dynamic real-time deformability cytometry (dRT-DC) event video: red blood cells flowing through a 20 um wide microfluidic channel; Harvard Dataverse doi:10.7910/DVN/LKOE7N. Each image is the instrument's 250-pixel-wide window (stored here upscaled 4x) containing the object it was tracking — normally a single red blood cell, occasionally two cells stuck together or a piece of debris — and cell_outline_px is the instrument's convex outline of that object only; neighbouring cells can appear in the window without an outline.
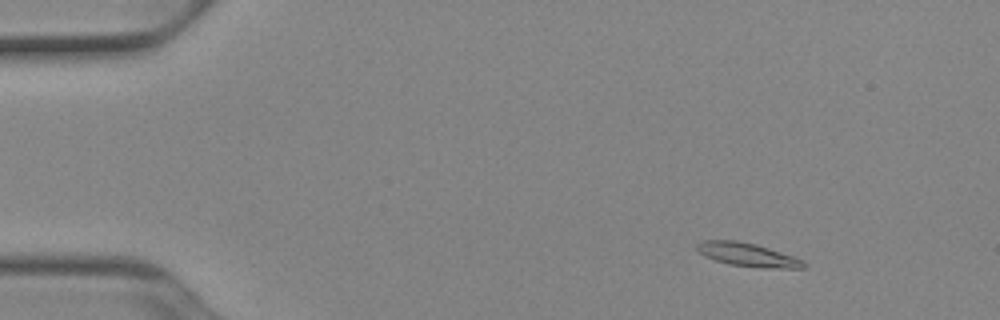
{"species": "Egyptian fruit bat (a non-hibernating species)", "species_latin": "Rousettus aegyptiacus", "temperature_condition": "cold", "stored_images_in_passage": 53, "camera_frame_rate_fps": 3000, "um_per_image_px": 0.085, "animal": {"sex": "female"}, "frame": {"image": 1, "passage_image": 7, "time_ms": 2.0, "image_size_px": [1000, 320], "cell_outline_px": [[808, 264], [804, 268], [760, 268], [728, 264], [704, 256], [696, 248], [696, 244], [704, 240], [736, 240], [756, 244], [804, 260]], "centroid_in_image_um": [63.56, 21.66], "position_along_channel_um": 21.4, "area_um2": 14.62}}
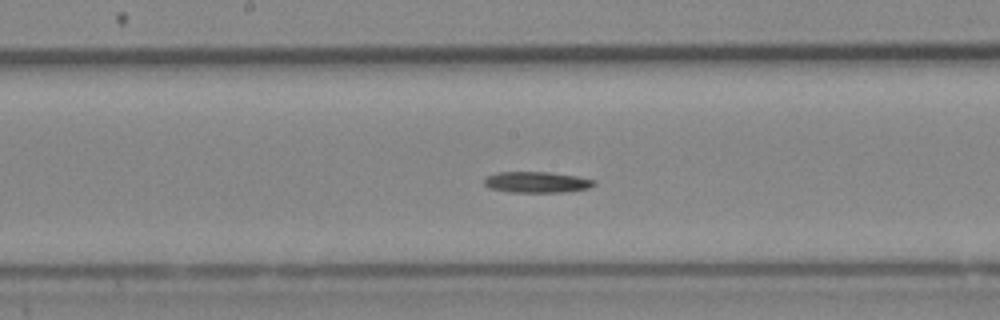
{"frame": {"image": 2, "passage_image": 28, "time_ms": 9.0, "image_size_px": [1000, 320], "cell_outline_px": [[596, 184], [588, 188], [564, 192], [508, 192], [488, 188], [484, 184], [484, 176], [496, 172], [548, 172], [576, 176], [596, 180]], "centroid_in_image_um": [45.57, 15.48], "position_along_channel_um": 202.6, "area_um2": 13.58}}
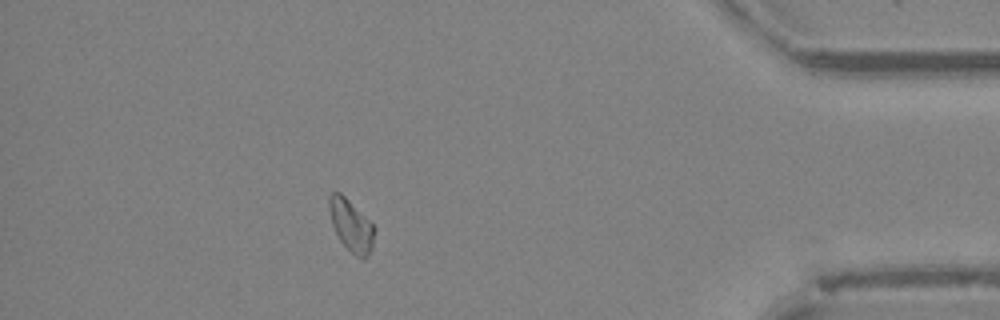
{"frame": {"image": 3, "passage_image": 47, "time_ms": 15.333, "image_size_px": [1000, 320], "cell_outline_px": [[372, 248], [368, 256], [364, 260], [356, 256], [340, 240], [332, 224], [328, 208], [328, 196], [332, 192], [340, 192], [372, 224]], "centroid_in_image_um": [29.79, 19.15], "position_along_channel_um": 405.4, "area_um2": 13.18}, "authors_computed_cell_mechanics": {"area_um2": 13.7564, "velocity_mm_per_s": 3.8897, "shape_relaxation_time_tau1_ms": 3.6348, "shape_relaxation_time_tau2_ms": null, "deformation_change_tau1": 0.1482, "deformation_change_tau2": null}}